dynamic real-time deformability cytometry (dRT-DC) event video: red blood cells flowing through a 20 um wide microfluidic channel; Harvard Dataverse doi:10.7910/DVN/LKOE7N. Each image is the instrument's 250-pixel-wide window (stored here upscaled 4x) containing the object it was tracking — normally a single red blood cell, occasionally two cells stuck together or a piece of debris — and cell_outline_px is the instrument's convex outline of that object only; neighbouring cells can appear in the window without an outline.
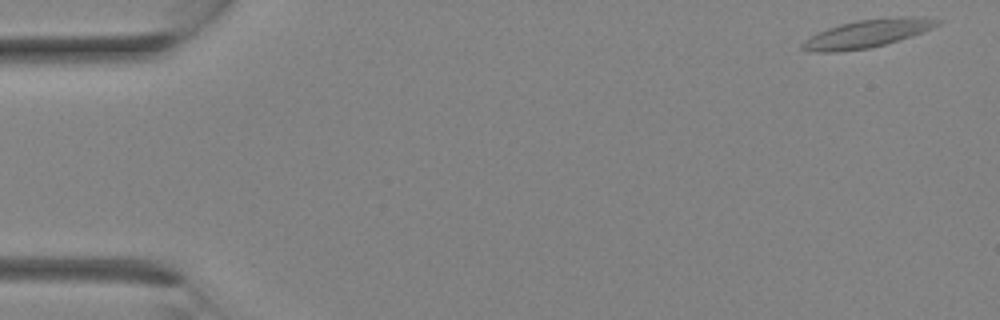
{"species": "Egyptian fruit bat (a non-hibernating species)", "species_latin": "Rousettus aegyptiacus", "temperature_condition": "room temperature", "stored_images_in_passage": 14, "camera_frame_rate_fps": 3000, "um_per_image_px": 0.085, "animal": {"sex": "female"}, "frame": {"image": 1, "passage_image": 1, "time_ms": 0.0, "image_size_px": [1000, 320], "cell_outline_px": [[944, 20], [940, 24], [924, 32], [900, 40], [868, 48], [836, 52], [812, 52], [800, 48], [800, 44], [804, 40], [828, 28], [840, 24], [856, 20], [896, 16], [916, 16]], "centroid_in_image_um": [73.77, 2.84], "position_along_channel_um": 11.2, "area_um2": 22.14}}
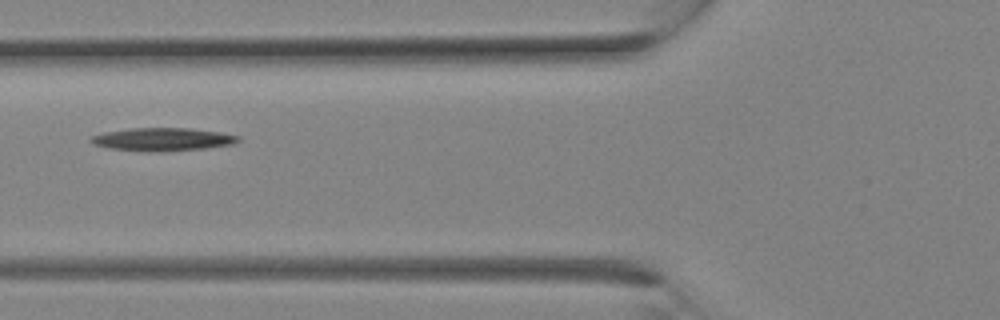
{"frame": {"image": 2, "passage_image": 11, "time_ms": 3.333, "image_size_px": [1000, 320], "cell_outline_px": [[240, 140], [232, 144], [204, 148], [160, 152], [140, 152], [108, 148], [92, 144], [88, 140], [92, 136], [104, 132], [132, 128], [188, 128], [220, 132], [240, 136]], "centroid_in_image_um": [13.77, 11.85], "position_along_channel_um": 112.0, "area_um2": 19.94}}
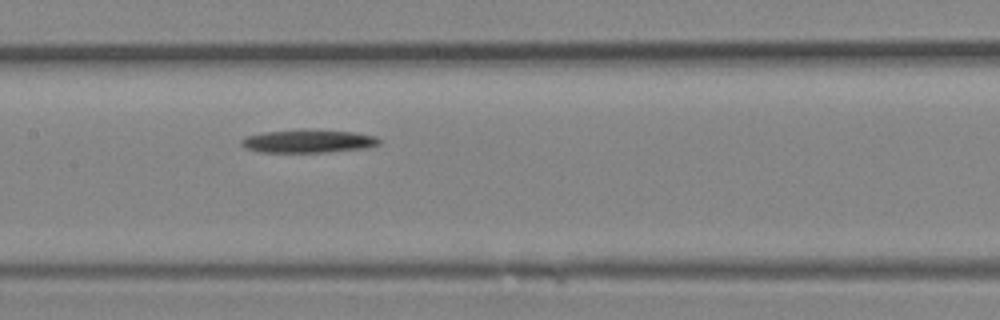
{"frame": {"image": 3, "passage_image": 14, "time_ms": 4.333, "image_size_px": [1000, 320], "cell_outline_px": [[380, 144], [368, 148], [328, 152], [260, 152], [244, 148], [240, 144], [240, 140], [244, 136], [264, 132], [304, 128], [352, 132], [376, 136], [380, 140]], "centroid_in_image_um": [26.17, 11.99], "position_along_channel_um": 181.2, "area_um2": 19.02}}